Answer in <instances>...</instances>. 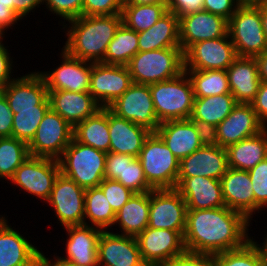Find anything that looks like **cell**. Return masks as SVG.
Returning a JSON list of instances; mask_svg holds the SVG:
<instances>
[{
    "mask_svg": "<svg viewBox=\"0 0 267 266\" xmlns=\"http://www.w3.org/2000/svg\"><path fill=\"white\" fill-rule=\"evenodd\" d=\"M239 6H259L266 0H236Z\"/></svg>",
    "mask_w": 267,
    "mask_h": 266,
    "instance_id": "cell-60",
    "label": "cell"
},
{
    "mask_svg": "<svg viewBox=\"0 0 267 266\" xmlns=\"http://www.w3.org/2000/svg\"><path fill=\"white\" fill-rule=\"evenodd\" d=\"M224 204L242 213L249 221L255 213V195L248 171L228 168L220 179Z\"/></svg>",
    "mask_w": 267,
    "mask_h": 266,
    "instance_id": "cell-25",
    "label": "cell"
},
{
    "mask_svg": "<svg viewBox=\"0 0 267 266\" xmlns=\"http://www.w3.org/2000/svg\"><path fill=\"white\" fill-rule=\"evenodd\" d=\"M56 69L40 72L48 91L89 92L92 62L74 58L63 49Z\"/></svg>",
    "mask_w": 267,
    "mask_h": 266,
    "instance_id": "cell-18",
    "label": "cell"
},
{
    "mask_svg": "<svg viewBox=\"0 0 267 266\" xmlns=\"http://www.w3.org/2000/svg\"><path fill=\"white\" fill-rule=\"evenodd\" d=\"M132 84L127 66L92 63L89 93L101 107L108 108Z\"/></svg>",
    "mask_w": 267,
    "mask_h": 266,
    "instance_id": "cell-16",
    "label": "cell"
},
{
    "mask_svg": "<svg viewBox=\"0 0 267 266\" xmlns=\"http://www.w3.org/2000/svg\"><path fill=\"white\" fill-rule=\"evenodd\" d=\"M117 116L156 132L160 123L156 116L149 85L133 83L108 107Z\"/></svg>",
    "mask_w": 267,
    "mask_h": 266,
    "instance_id": "cell-11",
    "label": "cell"
},
{
    "mask_svg": "<svg viewBox=\"0 0 267 266\" xmlns=\"http://www.w3.org/2000/svg\"><path fill=\"white\" fill-rule=\"evenodd\" d=\"M124 4H135V5L166 4V0H124Z\"/></svg>",
    "mask_w": 267,
    "mask_h": 266,
    "instance_id": "cell-58",
    "label": "cell"
},
{
    "mask_svg": "<svg viewBox=\"0 0 267 266\" xmlns=\"http://www.w3.org/2000/svg\"><path fill=\"white\" fill-rule=\"evenodd\" d=\"M239 7L236 0H204L203 10L229 20Z\"/></svg>",
    "mask_w": 267,
    "mask_h": 266,
    "instance_id": "cell-49",
    "label": "cell"
},
{
    "mask_svg": "<svg viewBox=\"0 0 267 266\" xmlns=\"http://www.w3.org/2000/svg\"><path fill=\"white\" fill-rule=\"evenodd\" d=\"M2 40L3 37H0V91L14 79L11 78L13 62Z\"/></svg>",
    "mask_w": 267,
    "mask_h": 266,
    "instance_id": "cell-52",
    "label": "cell"
},
{
    "mask_svg": "<svg viewBox=\"0 0 267 266\" xmlns=\"http://www.w3.org/2000/svg\"><path fill=\"white\" fill-rule=\"evenodd\" d=\"M250 221L240 212L224 207L187 209L183 235L187 251L215 255L242 247Z\"/></svg>",
    "mask_w": 267,
    "mask_h": 266,
    "instance_id": "cell-1",
    "label": "cell"
},
{
    "mask_svg": "<svg viewBox=\"0 0 267 266\" xmlns=\"http://www.w3.org/2000/svg\"><path fill=\"white\" fill-rule=\"evenodd\" d=\"M60 173L59 161L29 156L16 170L10 181L20 189L47 201Z\"/></svg>",
    "mask_w": 267,
    "mask_h": 266,
    "instance_id": "cell-9",
    "label": "cell"
},
{
    "mask_svg": "<svg viewBox=\"0 0 267 266\" xmlns=\"http://www.w3.org/2000/svg\"><path fill=\"white\" fill-rule=\"evenodd\" d=\"M19 20L21 19L9 8V4L0 2V37H5L4 30L11 28Z\"/></svg>",
    "mask_w": 267,
    "mask_h": 266,
    "instance_id": "cell-54",
    "label": "cell"
},
{
    "mask_svg": "<svg viewBox=\"0 0 267 266\" xmlns=\"http://www.w3.org/2000/svg\"><path fill=\"white\" fill-rule=\"evenodd\" d=\"M226 73L235 100L238 103L251 104L261 82L256 59L237 57L226 69Z\"/></svg>",
    "mask_w": 267,
    "mask_h": 266,
    "instance_id": "cell-29",
    "label": "cell"
},
{
    "mask_svg": "<svg viewBox=\"0 0 267 266\" xmlns=\"http://www.w3.org/2000/svg\"><path fill=\"white\" fill-rule=\"evenodd\" d=\"M261 81L267 82V52L255 57Z\"/></svg>",
    "mask_w": 267,
    "mask_h": 266,
    "instance_id": "cell-56",
    "label": "cell"
},
{
    "mask_svg": "<svg viewBox=\"0 0 267 266\" xmlns=\"http://www.w3.org/2000/svg\"><path fill=\"white\" fill-rule=\"evenodd\" d=\"M106 154L73 138L58 159L60 172L84 189L99 187L105 179Z\"/></svg>",
    "mask_w": 267,
    "mask_h": 266,
    "instance_id": "cell-5",
    "label": "cell"
},
{
    "mask_svg": "<svg viewBox=\"0 0 267 266\" xmlns=\"http://www.w3.org/2000/svg\"><path fill=\"white\" fill-rule=\"evenodd\" d=\"M68 22V37L62 49L74 58L100 63L122 24V15H82Z\"/></svg>",
    "mask_w": 267,
    "mask_h": 266,
    "instance_id": "cell-2",
    "label": "cell"
},
{
    "mask_svg": "<svg viewBox=\"0 0 267 266\" xmlns=\"http://www.w3.org/2000/svg\"><path fill=\"white\" fill-rule=\"evenodd\" d=\"M0 217V266H40L42 252Z\"/></svg>",
    "mask_w": 267,
    "mask_h": 266,
    "instance_id": "cell-22",
    "label": "cell"
},
{
    "mask_svg": "<svg viewBox=\"0 0 267 266\" xmlns=\"http://www.w3.org/2000/svg\"><path fill=\"white\" fill-rule=\"evenodd\" d=\"M156 133L179 160L209 141V134L191 119L160 123Z\"/></svg>",
    "mask_w": 267,
    "mask_h": 266,
    "instance_id": "cell-17",
    "label": "cell"
},
{
    "mask_svg": "<svg viewBox=\"0 0 267 266\" xmlns=\"http://www.w3.org/2000/svg\"><path fill=\"white\" fill-rule=\"evenodd\" d=\"M30 156L28 144L14 137L0 138V179L13 177L15 170Z\"/></svg>",
    "mask_w": 267,
    "mask_h": 266,
    "instance_id": "cell-40",
    "label": "cell"
},
{
    "mask_svg": "<svg viewBox=\"0 0 267 266\" xmlns=\"http://www.w3.org/2000/svg\"><path fill=\"white\" fill-rule=\"evenodd\" d=\"M73 138L103 152H110L108 108L102 107L95 114L74 127Z\"/></svg>",
    "mask_w": 267,
    "mask_h": 266,
    "instance_id": "cell-34",
    "label": "cell"
},
{
    "mask_svg": "<svg viewBox=\"0 0 267 266\" xmlns=\"http://www.w3.org/2000/svg\"><path fill=\"white\" fill-rule=\"evenodd\" d=\"M150 192L134 193L116 213L114 222L121 229V235L137 237L148 227Z\"/></svg>",
    "mask_w": 267,
    "mask_h": 266,
    "instance_id": "cell-33",
    "label": "cell"
},
{
    "mask_svg": "<svg viewBox=\"0 0 267 266\" xmlns=\"http://www.w3.org/2000/svg\"><path fill=\"white\" fill-rule=\"evenodd\" d=\"M137 158L147 183L153 189L176 188L180 160L156 132H151L145 139Z\"/></svg>",
    "mask_w": 267,
    "mask_h": 266,
    "instance_id": "cell-6",
    "label": "cell"
},
{
    "mask_svg": "<svg viewBox=\"0 0 267 266\" xmlns=\"http://www.w3.org/2000/svg\"><path fill=\"white\" fill-rule=\"evenodd\" d=\"M157 266H213V255L185 250Z\"/></svg>",
    "mask_w": 267,
    "mask_h": 266,
    "instance_id": "cell-47",
    "label": "cell"
},
{
    "mask_svg": "<svg viewBox=\"0 0 267 266\" xmlns=\"http://www.w3.org/2000/svg\"><path fill=\"white\" fill-rule=\"evenodd\" d=\"M251 105L258 119L267 127V82H260L258 92Z\"/></svg>",
    "mask_w": 267,
    "mask_h": 266,
    "instance_id": "cell-53",
    "label": "cell"
},
{
    "mask_svg": "<svg viewBox=\"0 0 267 266\" xmlns=\"http://www.w3.org/2000/svg\"><path fill=\"white\" fill-rule=\"evenodd\" d=\"M213 266H264L262 254L253 239L242 247L213 255Z\"/></svg>",
    "mask_w": 267,
    "mask_h": 266,
    "instance_id": "cell-41",
    "label": "cell"
},
{
    "mask_svg": "<svg viewBox=\"0 0 267 266\" xmlns=\"http://www.w3.org/2000/svg\"><path fill=\"white\" fill-rule=\"evenodd\" d=\"M228 168L226 148L209 140L180 160L178 177L202 176L220 180Z\"/></svg>",
    "mask_w": 267,
    "mask_h": 266,
    "instance_id": "cell-19",
    "label": "cell"
},
{
    "mask_svg": "<svg viewBox=\"0 0 267 266\" xmlns=\"http://www.w3.org/2000/svg\"><path fill=\"white\" fill-rule=\"evenodd\" d=\"M132 81L150 85L179 76L184 69V52L181 47L137 52L127 65Z\"/></svg>",
    "mask_w": 267,
    "mask_h": 266,
    "instance_id": "cell-4",
    "label": "cell"
},
{
    "mask_svg": "<svg viewBox=\"0 0 267 266\" xmlns=\"http://www.w3.org/2000/svg\"><path fill=\"white\" fill-rule=\"evenodd\" d=\"M229 34L196 42L184 52L185 70H226L237 58Z\"/></svg>",
    "mask_w": 267,
    "mask_h": 266,
    "instance_id": "cell-10",
    "label": "cell"
},
{
    "mask_svg": "<svg viewBox=\"0 0 267 266\" xmlns=\"http://www.w3.org/2000/svg\"><path fill=\"white\" fill-rule=\"evenodd\" d=\"M184 232L145 228L136 237L143 262L147 266H157L183 253L186 250L183 240Z\"/></svg>",
    "mask_w": 267,
    "mask_h": 266,
    "instance_id": "cell-15",
    "label": "cell"
},
{
    "mask_svg": "<svg viewBox=\"0 0 267 266\" xmlns=\"http://www.w3.org/2000/svg\"><path fill=\"white\" fill-rule=\"evenodd\" d=\"M0 2L9 4V8L14 10V2H15V0H0Z\"/></svg>",
    "mask_w": 267,
    "mask_h": 266,
    "instance_id": "cell-62",
    "label": "cell"
},
{
    "mask_svg": "<svg viewBox=\"0 0 267 266\" xmlns=\"http://www.w3.org/2000/svg\"><path fill=\"white\" fill-rule=\"evenodd\" d=\"M85 213L84 225L91 226L107 231L108 227L114 225L116 213L113 211L105 194L100 187L85 189Z\"/></svg>",
    "mask_w": 267,
    "mask_h": 266,
    "instance_id": "cell-35",
    "label": "cell"
},
{
    "mask_svg": "<svg viewBox=\"0 0 267 266\" xmlns=\"http://www.w3.org/2000/svg\"><path fill=\"white\" fill-rule=\"evenodd\" d=\"M175 189L185 200L187 209L200 210L225 206L220 180L202 176L177 177Z\"/></svg>",
    "mask_w": 267,
    "mask_h": 266,
    "instance_id": "cell-23",
    "label": "cell"
},
{
    "mask_svg": "<svg viewBox=\"0 0 267 266\" xmlns=\"http://www.w3.org/2000/svg\"><path fill=\"white\" fill-rule=\"evenodd\" d=\"M187 205L174 189H153L150 191L148 227L185 231Z\"/></svg>",
    "mask_w": 267,
    "mask_h": 266,
    "instance_id": "cell-14",
    "label": "cell"
},
{
    "mask_svg": "<svg viewBox=\"0 0 267 266\" xmlns=\"http://www.w3.org/2000/svg\"><path fill=\"white\" fill-rule=\"evenodd\" d=\"M99 187L102 189L115 213H117L134 194V192L126 188L122 183L113 179H104L99 184Z\"/></svg>",
    "mask_w": 267,
    "mask_h": 266,
    "instance_id": "cell-44",
    "label": "cell"
},
{
    "mask_svg": "<svg viewBox=\"0 0 267 266\" xmlns=\"http://www.w3.org/2000/svg\"><path fill=\"white\" fill-rule=\"evenodd\" d=\"M179 32L180 47L185 52L196 42L226 36L228 34V20L202 10L180 17Z\"/></svg>",
    "mask_w": 267,
    "mask_h": 266,
    "instance_id": "cell-21",
    "label": "cell"
},
{
    "mask_svg": "<svg viewBox=\"0 0 267 266\" xmlns=\"http://www.w3.org/2000/svg\"><path fill=\"white\" fill-rule=\"evenodd\" d=\"M74 128L51 108L28 144L30 156L58 160L73 139Z\"/></svg>",
    "mask_w": 267,
    "mask_h": 266,
    "instance_id": "cell-8",
    "label": "cell"
},
{
    "mask_svg": "<svg viewBox=\"0 0 267 266\" xmlns=\"http://www.w3.org/2000/svg\"><path fill=\"white\" fill-rule=\"evenodd\" d=\"M138 47L139 52L180 47L179 18L168 11L148 30L138 33Z\"/></svg>",
    "mask_w": 267,
    "mask_h": 266,
    "instance_id": "cell-31",
    "label": "cell"
},
{
    "mask_svg": "<svg viewBox=\"0 0 267 266\" xmlns=\"http://www.w3.org/2000/svg\"><path fill=\"white\" fill-rule=\"evenodd\" d=\"M124 154L109 152L106 154L105 179L116 180L123 175Z\"/></svg>",
    "mask_w": 267,
    "mask_h": 266,
    "instance_id": "cell-51",
    "label": "cell"
},
{
    "mask_svg": "<svg viewBox=\"0 0 267 266\" xmlns=\"http://www.w3.org/2000/svg\"><path fill=\"white\" fill-rule=\"evenodd\" d=\"M124 0H83L82 15H114L121 14Z\"/></svg>",
    "mask_w": 267,
    "mask_h": 266,
    "instance_id": "cell-45",
    "label": "cell"
},
{
    "mask_svg": "<svg viewBox=\"0 0 267 266\" xmlns=\"http://www.w3.org/2000/svg\"><path fill=\"white\" fill-rule=\"evenodd\" d=\"M138 51V33L122 23L109 43L101 63L127 66Z\"/></svg>",
    "mask_w": 267,
    "mask_h": 266,
    "instance_id": "cell-36",
    "label": "cell"
},
{
    "mask_svg": "<svg viewBox=\"0 0 267 266\" xmlns=\"http://www.w3.org/2000/svg\"><path fill=\"white\" fill-rule=\"evenodd\" d=\"M204 0H166L167 9L178 18L203 10Z\"/></svg>",
    "mask_w": 267,
    "mask_h": 266,
    "instance_id": "cell-48",
    "label": "cell"
},
{
    "mask_svg": "<svg viewBox=\"0 0 267 266\" xmlns=\"http://www.w3.org/2000/svg\"><path fill=\"white\" fill-rule=\"evenodd\" d=\"M1 92L13 114L15 109H37L48 97V89L40 72L14 78Z\"/></svg>",
    "mask_w": 267,
    "mask_h": 266,
    "instance_id": "cell-26",
    "label": "cell"
},
{
    "mask_svg": "<svg viewBox=\"0 0 267 266\" xmlns=\"http://www.w3.org/2000/svg\"><path fill=\"white\" fill-rule=\"evenodd\" d=\"M116 180L134 193H145L153 190L147 183L139 159L133 155L124 154L123 175Z\"/></svg>",
    "mask_w": 267,
    "mask_h": 266,
    "instance_id": "cell-42",
    "label": "cell"
},
{
    "mask_svg": "<svg viewBox=\"0 0 267 266\" xmlns=\"http://www.w3.org/2000/svg\"><path fill=\"white\" fill-rule=\"evenodd\" d=\"M61 226H75L84 224L85 189L61 172L57 176L49 199Z\"/></svg>",
    "mask_w": 267,
    "mask_h": 266,
    "instance_id": "cell-13",
    "label": "cell"
},
{
    "mask_svg": "<svg viewBox=\"0 0 267 266\" xmlns=\"http://www.w3.org/2000/svg\"><path fill=\"white\" fill-rule=\"evenodd\" d=\"M231 93L195 98L190 119L210 134L237 105Z\"/></svg>",
    "mask_w": 267,
    "mask_h": 266,
    "instance_id": "cell-30",
    "label": "cell"
},
{
    "mask_svg": "<svg viewBox=\"0 0 267 266\" xmlns=\"http://www.w3.org/2000/svg\"><path fill=\"white\" fill-rule=\"evenodd\" d=\"M40 266H80V265H76L74 263L67 261L57 260L56 258L54 262L53 261L51 262V260L45 257V255L42 253Z\"/></svg>",
    "mask_w": 267,
    "mask_h": 266,
    "instance_id": "cell-57",
    "label": "cell"
},
{
    "mask_svg": "<svg viewBox=\"0 0 267 266\" xmlns=\"http://www.w3.org/2000/svg\"><path fill=\"white\" fill-rule=\"evenodd\" d=\"M261 20H262V27L267 39V6L265 4H261Z\"/></svg>",
    "mask_w": 267,
    "mask_h": 266,
    "instance_id": "cell-59",
    "label": "cell"
},
{
    "mask_svg": "<svg viewBox=\"0 0 267 266\" xmlns=\"http://www.w3.org/2000/svg\"><path fill=\"white\" fill-rule=\"evenodd\" d=\"M167 12L166 4H124L121 13L122 23L139 33L148 30Z\"/></svg>",
    "mask_w": 267,
    "mask_h": 266,
    "instance_id": "cell-37",
    "label": "cell"
},
{
    "mask_svg": "<svg viewBox=\"0 0 267 266\" xmlns=\"http://www.w3.org/2000/svg\"><path fill=\"white\" fill-rule=\"evenodd\" d=\"M228 166L249 171L267 158V127L252 137L243 139L226 148Z\"/></svg>",
    "mask_w": 267,
    "mask_h": 266,
    "instance_id": "cell-32",
    "label": "cell"
},
{
    "mask_svg": "<svg viewBox=\"0 0 267 266\" xmlns=\"http://www.w3.org/2000/svg\"><path fill=\"white\" fill-rule=\"evenodd\" d=\"M49 109V97L38 105L37 109H15L12 137L29 144L35 136L40 122Z\"/></svg>",
    "mask_w": 267,
    "mask_h": 266,
    "instance_id": "cell-39",
    "label": "cell"
},
{
    "mask_svg": "<svg viewBox=\"0 0 267 266\" xmlns=\"http://www.w3.org/2000/svg\"><path fill=\"white\" fill-rule=\"evenodd\" d=\"M98 266H147L136 237L102 231L98 241Z\"/></svg>",
    "mask_w": 267,
    "mask_h": 266,
    "instance_id": "cell-20",
    "label": "cell"
},
{
    "mask_svg": "<svg viewBox=\"0 0 267 266\" xmlns=\"http://www.w3.org/2000/svg\"><path fill=\"white\" fill-rule=\"evenodd\" d=\"M69 238L66 241V257H55L80 266H98V241L102 230L89 225L64 227Z\"/></svg>",
    "mask_w": 267,
    "mask_h": 266,
    "instance_id": "cell-24",
    "label": "cell"
},
{
    "mask_svg": "<svg viewBox=\"0 0 267 266\" xmlns=\"http://www.w3.org/2000/svg\"><path fill=\"white\" fill-rule=\"evenodd\" d=\"M255 243L262 254L264 266H267V236H266L265 241L262 243V246L258 244L257 242Z\"/></svg>",
    "mask_w": 267,
    "mask_h": 266,
    "instance_id": "cell-61",
    "label": "cell"
},
{
    "mask_svg": "<svg viewBox=\"0 0 267 266\" xmlns=\"http://www.w3.org/2000/svg\"><path fill=\"white\" fill-rule=\"evenodd\" d=\"M159 123L190 119L194 105V90L186 71L166 81L149 85Z\"/></svg>",
    "mask_w": 267,
    "mask_h": 266,
    "instance_id": "cell-3",
    "label": "cell"
},
{
    "mask_svg": "<svg viewBox=\"0 0 267 266\" xmlns=\"http://www.w3.org/2000/svg\"><path fill=\"white\" fill-rule=\"evenodd\" d=\"M194 90L195 98L231 93L226 70H185Z\"/></svg>",
    "mask_w": 267,
    "mask_h": 266,
    "instance_id": "cell-38",
    "label": "cell"
},
{
    "mask_svg": "<svg viewBox=\"0 0 267 266\" xmlns=\"http://www.w3.org/2000/svg\"><path fill=\"white\" fill-rule=\"evenodd\" d=\"M255 195V211L267 207V158L248 171Z\"/></svg>",
    "mask_w": 267,
    "mask_h": 266,
    "instance_id": "cell-43",
    "label": "cell"
},
{
    "mask_svg": "<svg viewBox=\"0 0 267 266\" xmlns=\"http://www.w3.org/2000/svg\"><path fill=\"white\" fill-rule=\"evenodd\" d=\"M228 34L238 57L255 58L267 52L261 5L239 6L228 20Z\"/></svg>",
    "mask_w": 267,
    "mask_h": 266,
    "instance_id": "cell-7",
    "label": "cell"
},
{
    "mask_svg": "<svg viewBox=\"0 0 267 266\" xmlns=\"http://www.w3.org/2000/svg\"><path fill=\"white\" fill-rule=\"evenodd\" d=\"M44 2L48 10L62 17L64 22L82 16L83 0H44Z\"/></svg>",
    "mask_w": 267,
    "mask_h": 266,
    "instance_id": "cell-46",
    "label": "cell"
},
{
    "mask_svg": "<svg viewBox=\"0 0 267 266\" xmlns=\"http://www.w3.org/2000/svg\"><path fill=\"white\" fill-rule=\"evenodd\" d=\"M50 108L73 128L102 107L89 92L48 91Z\"/></svg>",
    "mask_w": 267,
    "mask_h": 266,
    "instance_id": "cell-27",
    "label": "cell"
},
{
    "mask_svg": "<svg viewBox=\"0 0 267 266\" xmlns=\"http://www.w3.org/2000/svg\"><path fill=\"white\" fill-rule=\"evenodd\" d=\"M251 104L237 103L231 113L209 134V140L222 148L257 135L265 129Z\"/></svg>",
    "mask_w": 267,
    "mask_h": 266,
    "instance_id": "cell-12",
    "label": "cell"
},
{
    "mask_svg": "<svg viewBox=\"0 0 267 266\" xmlns=\"http://www.w3.org/2000/svg\"><path fill=\"white\" fill-rule=\"evenodd\" d=\"M110 152L138 157L151 131L121 118L108 108Z\"/></svg>",
    "mask_w": 267,
    "mask_h": 266,
    "instance_id": "cell-28",
    "label": "cell"
},
{
    "mask_svg": "<svg viewBox=\"0 0 267 266\" xmlns=\"http://www.w3.org/2000/svg\"><path fill=\"white\" fill-rule=\"evenodd\" d=\"M43 2V3H42ZM39 4H44V0H15L14 11L20 19L27 16L31 10L35 9Z\"/></svg>",
    "mask_w": 267,
    "mask_h": 266,
    "instance_id": "cell-55",
    "label": "cell"
},
{
    "mask_svg": "<svg viewBox=\"0 0 267 266\" xmlns=\"http://www.w3.org/2000/svg\"><path fill=\"white\" fill-rule=\"evenodd\" d=\"M13 117L14 114L0 91V137H12Z\"/></svg>",
    "mask_w": 267,
    "mask_h": 266,
    "instance_id": "cell-50",
    "label": "cell"
}]
</instances>
